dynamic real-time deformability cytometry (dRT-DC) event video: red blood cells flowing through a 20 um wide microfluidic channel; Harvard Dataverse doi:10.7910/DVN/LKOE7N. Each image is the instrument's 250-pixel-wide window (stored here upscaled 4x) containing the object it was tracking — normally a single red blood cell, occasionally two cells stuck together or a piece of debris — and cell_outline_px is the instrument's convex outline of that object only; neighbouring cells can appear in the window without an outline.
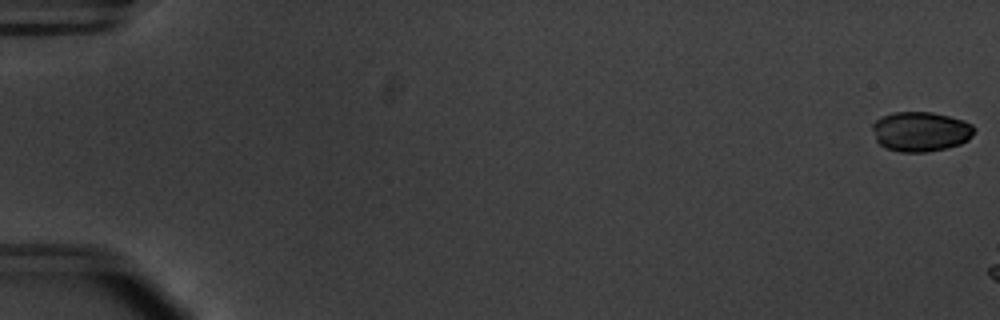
{"species": "common noctule bat (a hibernating species)", "species_latin": "Nyctalus noctula", "temperature_condition": "warm", "stored_images_in_passage": 7, "camera_frame_rate_fps": 3000, "um_per_image_px": 0.085, "animal": {"sex": "male", "body_mass_g": 20.1, "forearm_length_mm": 53.5}, "frame": {"image": 1, "passage_image": 1, "time_ms": 0.0, "image_size_px": [1000, 320], "cell_outline_px": [[976, 128], [972, 136], [968, 140], [960, 144], [948, 148], [928, 152], [900, 152], [884, 148], [876, 140], [872, 128], [872, 124], [880, 116], [892, 112], [932, 112], [964, 120], [972, 124]], "centroid_in_image_um": [78.25, 11.18], "position_along_channel_um": 6.7, "area_um2": 23.93}}